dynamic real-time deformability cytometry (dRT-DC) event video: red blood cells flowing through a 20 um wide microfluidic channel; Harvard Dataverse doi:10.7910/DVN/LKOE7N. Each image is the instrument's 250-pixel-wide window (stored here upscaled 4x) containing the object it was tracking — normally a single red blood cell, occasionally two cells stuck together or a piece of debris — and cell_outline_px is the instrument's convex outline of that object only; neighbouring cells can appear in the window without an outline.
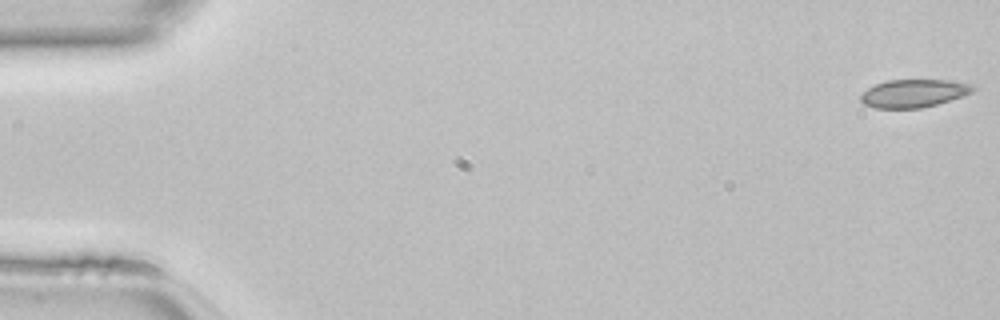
{"species": "common noctule bat (a hibernating species)", "species_latin": "Nyctalus noctula", "temperature_condition": "room temperature", "stored_images_in_passage": 47, "camera_frame_rate_fps": 3000, "um_per_image_px": 0.085, "animal": {"sex": "female", "body_mass_g": 22.7, "forearm_length_mm": 54.2}, "frame": {"image": 1, "passage_image": 1, "time_ms": 0.0, "image_size_px": [1000, 320], "cell_outline_px": [[976, 88], [972, 92], [936, 104], [920, 108], [876, 108], [864, 104], [860, 100], [860, 96], [868, 88], [876, 84], [888, 80], [948, 80], [972, 84]], "centroid_in_image_um": [77.64, 7.92], "position_along_channel_um": 7.4, "area_um2": 18.03}}
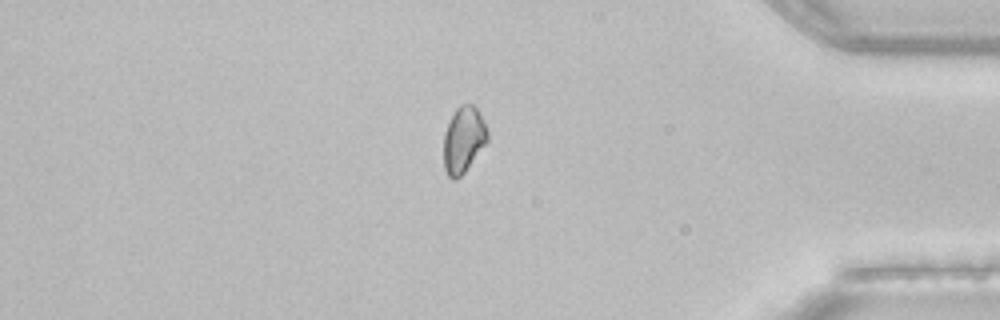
{"frame": {"image": 2, "passage_image": 40, "time_ms": 13.0, "image_size_px": [1000, 320], "cell_outline_px": [[488, 140], [464, 172], [456, 180], [452, 180], [448, 176], [444, 168], [444, 132], [456, 108], [460, 104], [472, 104], [476, 108], [484, 120], [488, 132]], "centroid_in_image_um": [39.39, 11.87], "position_along_channel_um": 395.8, "area_um2": 16.76}}
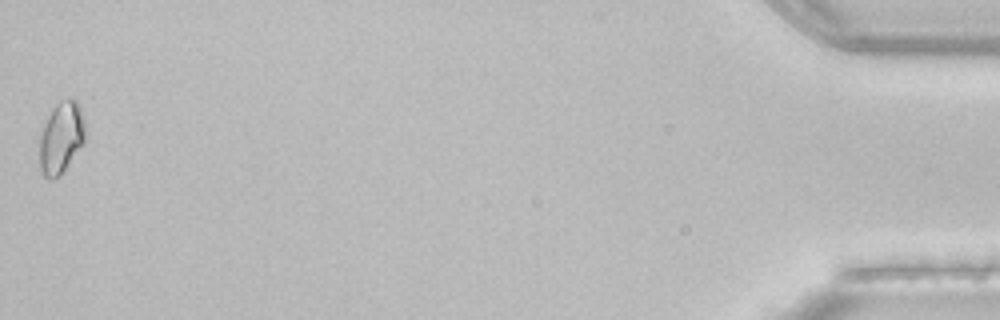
{"frame": {"image": 3, "passage_image": 47, "time_ms": 15.333, "image_size_px": [1000, 320], "cell_outline_px": [[84, 144], [64, 172], [60, 176], [52, 180], [48, 180], [40, 172], [40, 132], [52, 108], [60, 100], [68, 96], [76, 100], [80, 108], [84, 120]], "centroid_in_image_um": [5.2, 11.72], "position_along_channel_um": 430.0, "area_um2": 19.48}}